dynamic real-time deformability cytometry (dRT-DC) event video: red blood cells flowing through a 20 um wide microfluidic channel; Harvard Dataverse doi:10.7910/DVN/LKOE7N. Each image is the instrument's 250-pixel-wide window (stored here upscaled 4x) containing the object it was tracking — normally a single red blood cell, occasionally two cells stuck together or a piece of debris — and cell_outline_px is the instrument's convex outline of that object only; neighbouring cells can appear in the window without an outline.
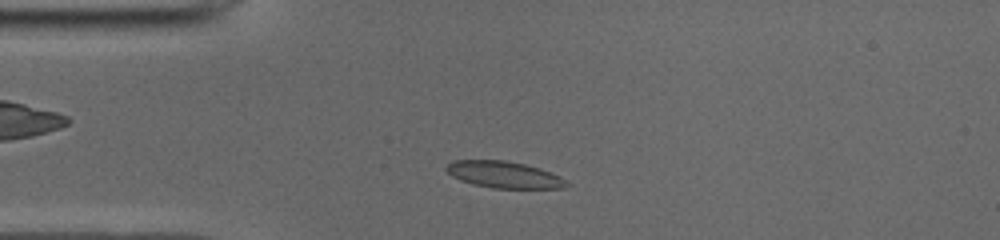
{"species": "common noctule bat (a hibernating species)", "species_latin": "Nyctalus noctula", "temperature_condition": "cold", "stored_images_in_passage": 44, "camera_frame_rate_fps": 3000, "um_per_image_px": 0.085, "animal": {"sex": "male", "body_mass_g": 19.0, "forearm_length_mm": 50.8}, "frame": {"image": 1, "passage_image": 6, "time_ms": 1.667, "image_size_px": [1000, 240], "cell_outline_px": [[568, 184], [564, 188], [492, 188], [472, 184], [460, 180], [452, 176], [444, 168], [452, 160], [504, 160], [524, 164], [540, 168], [560, 176]], "centroid_in_image_um": [42.8, 14.84], "position_along_channel_um": 42.2, "area_um2": 18.61}}
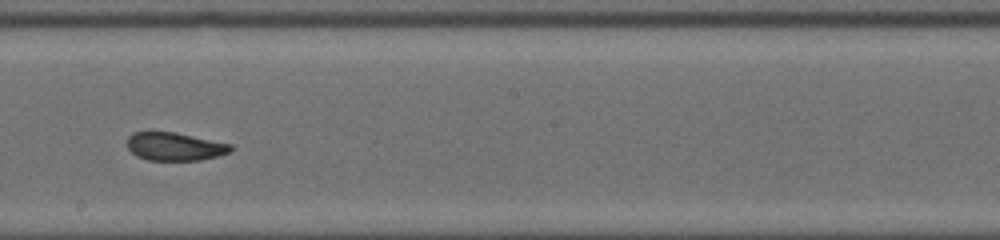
{"frame": {"image": 2, "passage_image": 22, "time_ms": 7.0, "image_size_px": [1000, 240], "cell_outline_px": [[236, 148], [232, 152], [200, 160], [148, 160], [136, 156], [128, 148], [128, 136], [132, 132], [176, 132], [232, 144]], "centroid_in_image_um": [14.9, 12.45], "position_along_channel_um": 233.3, "area_um2": 17.11}}
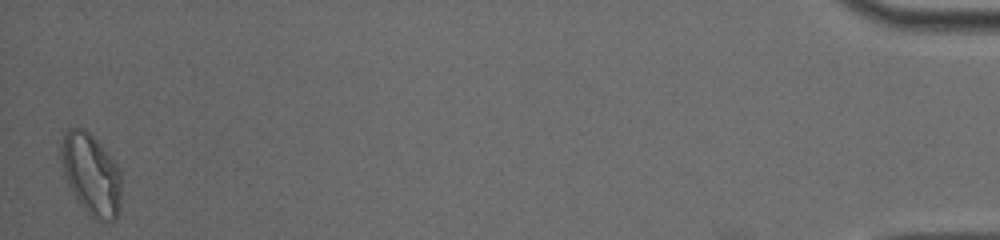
{"frame": {"image": 3, "passage_image": 44, "time_ms": 14.333, "image_size_px": [1000, 240], "cell_outline_px": [[120, 208], [116, 220], [112, 224], [100, 224], [80, 204], [64, 172], [60, 160], [60, 148], [64, 132], [68, 128], [84, 128], [92, 132], [116, 164], [120, 172]], "centroid_in_image_um": [7.77, 14.82], "position_along_channel_um": 427.4, "area_um2": 28.84}, "authors_computed_cell_mechanics": {"area_um2": 18.8717, "velocity_mm_per_s": 3.9314, "shape_relaxation_time_tau1_ms": null, "shape_relaxation_time_tau2_ms": 1.7158, "deformation_change_tau1": null, "deformation_change_tau2": 0.0684}}